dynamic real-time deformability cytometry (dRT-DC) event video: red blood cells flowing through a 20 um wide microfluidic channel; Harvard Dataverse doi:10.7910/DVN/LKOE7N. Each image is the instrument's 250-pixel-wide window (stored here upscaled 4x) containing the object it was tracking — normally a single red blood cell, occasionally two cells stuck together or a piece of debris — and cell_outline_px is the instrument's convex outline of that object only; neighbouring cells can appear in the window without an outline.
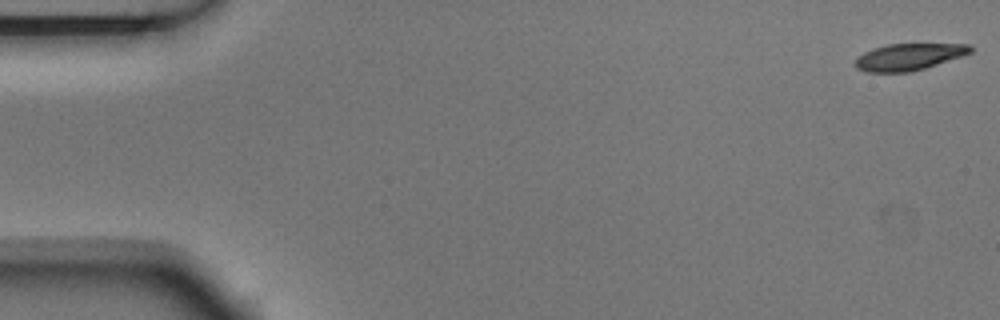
{"species": "Egyptian fruit bat (a non-hibernating species)", "species_latin": "Rousettus aegyptiacus", "temperature_condition": "room temperature", "stored_images_in_passage": 6, "camera_frame_rate_fps": 3000, "um_per_image_px": 0.085, "animal": {"sex": "male"}, "frame": {"image": 1, "passage_image": 1, "time_ms": 0.0, "image_size_px": [1000, 320], "cell_outline_px": [[972, 52], [912, 72], [864, 72], [856, 68], [852, 64], [856, 56], [872, 48], [888, 44], [972, 44]], "centroid_in_image_um": [77.16, 4.83], "position_along_channel_um": 7.8, "area_um2": 18.03}}
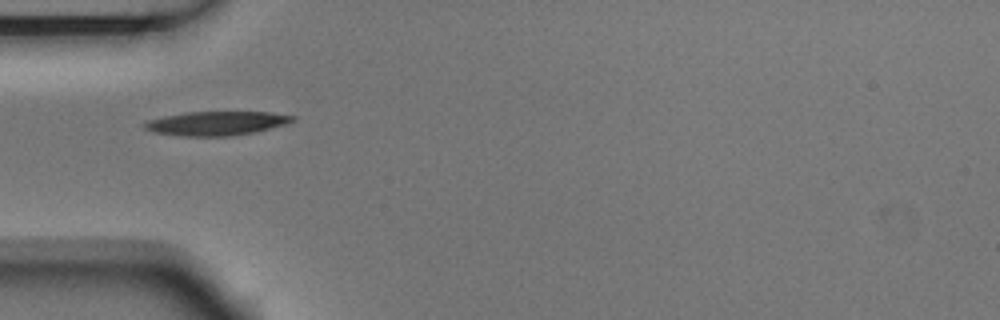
{"frame": {"image": 2, "passage_image": 5, "time_ms": 1.333, "image_size_px": [1000, 320], "cell_outline_px": [[296, 120], [284, 124], [252, 132], [228, 136], [184, 136], [152, 132], [144, 128], [140, 124], [148, 120], [164, 116], [184, 112], [268, 112], [296, 116]], "centroid_in_image_um": [18.32, 10.47], "position_along_channel_um": 66.7, "area_um2": 20.58}}
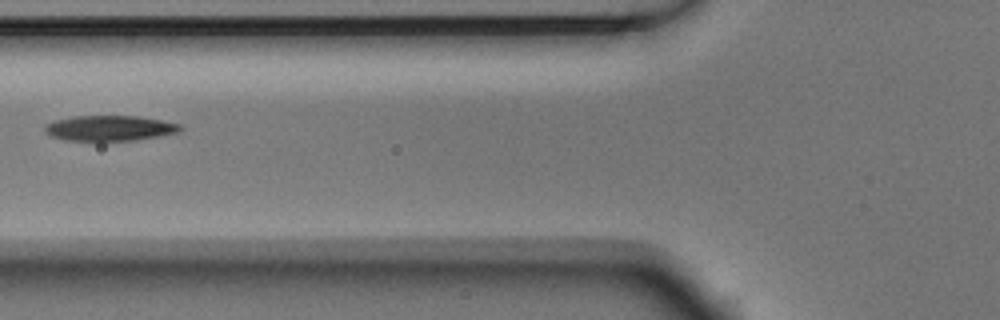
{"frame": {"image": 3, "passage_image": 6, "time_ms": 1.667, "image_size_px": [1000, 320], "cell_outline_px": [[184, 128], [176, 132], [160, 136], [136, 140], [64, 140], [52, 136], [44, 132], [44, 124], [56, 120], [72, 116], [136, 116], [160, 120], [180, 124]], "centroid_in_image_um": [9.29, 10.89], "position_along_channel_um": 116.5, "area_um2": 19.88}}